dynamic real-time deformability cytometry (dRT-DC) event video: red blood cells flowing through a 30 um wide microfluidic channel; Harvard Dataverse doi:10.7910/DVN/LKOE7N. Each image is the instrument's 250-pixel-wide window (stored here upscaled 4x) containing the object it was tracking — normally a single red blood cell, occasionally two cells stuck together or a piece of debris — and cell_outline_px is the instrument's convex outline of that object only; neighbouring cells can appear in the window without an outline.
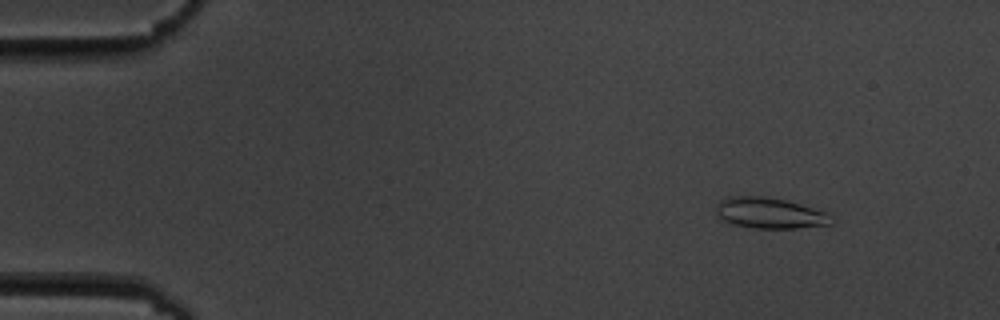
{"species": "common noctule bat (a hibernating species)", "species_latin": "Nyctalus noctula", "temperature_condition": "cold", "stored_images_in_passage": 6, "camera_frame_rate_fps": 3000, "um_per_image_px": 0.085, "animal": {"sex": "male", "body_mass_g": 19.5, "forearm_length_mm": 54.6}, "frame": {"image": 1, "passage_image": 1, "time_ms": 0.0, "image_size_px": [1000, 320], "cell_outline_px": [[836, 220], [832, 224], [796, 228], [752, 228], [736, 224], [724, 220], [716, 212], [716, 208], [720, 200], [724, 196], [764, 196], [784, 200], [800, 204], [828, 212]], "centroid_in_image_um": [65.48, 18.1], "position_along_channel_um": 19.5, "area_um2": 20.75}}
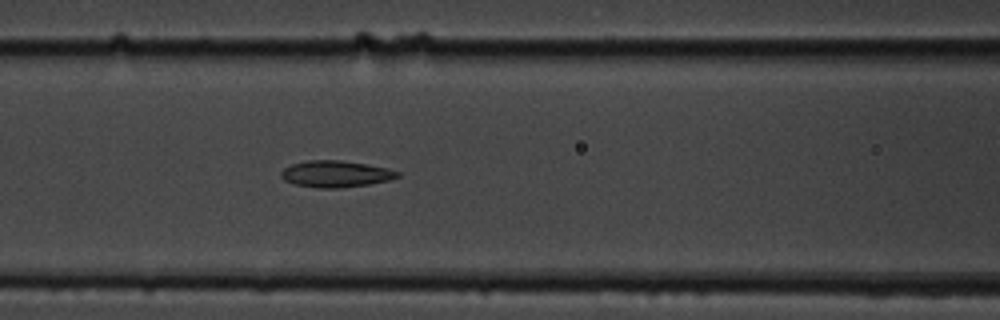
{"frame": {"image": 2, "passage_image": 6, "time_ms": 6.0, "image_size_px": [1000, 320], "cell_outline_px": [[400, 176], [388, 180], [368, 184], [340, 188], [316, 188], [292, 184], [284, 180], [280, 176], [280, 172], [284, 168], [292, 164], [308, 160], [340, 160], [368, 164], [388, 168], [400, 172]], "centroid_in_image_um": [28.51, 14.78], "position_along_channel_um": 138.1, "area_um2": 18.15}}